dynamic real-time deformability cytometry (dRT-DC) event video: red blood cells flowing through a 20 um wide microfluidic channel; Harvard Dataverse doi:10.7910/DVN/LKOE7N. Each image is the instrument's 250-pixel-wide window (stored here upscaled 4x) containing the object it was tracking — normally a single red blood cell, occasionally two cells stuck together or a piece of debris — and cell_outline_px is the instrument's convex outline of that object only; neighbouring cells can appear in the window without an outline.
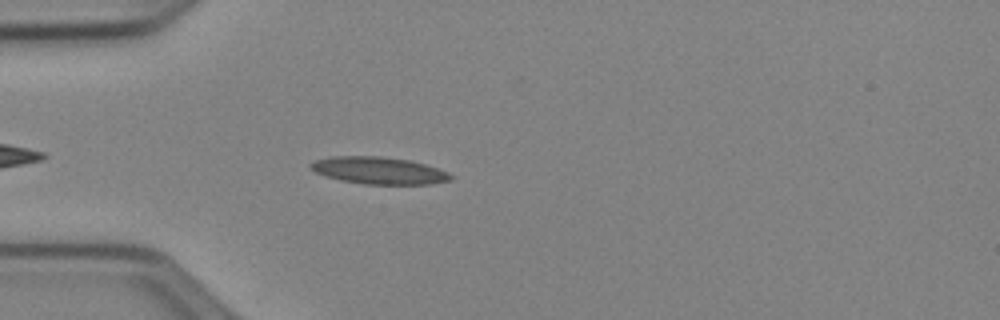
{"species": "Egyptian fruit bat (a non-hibernating species)", "species_latin": "Rousettus aegyptiacus", "temperature_condition": "cold", "stored_images_in_passage": 42, "camera_frame_rate_fps": 3000, "um_per_image_px": 0.085, "animal": {"sex": "female"}, "frame": {"image": 1, "passage_image": 5, "time_ms": 1.333, "image_size_px": [1000, 320], "cell_outline_px": [[452, 180], [428, 184], [364, 184], [340, 180], [324, 176], [308, 168], [308, 164], [312, 160], [328, 156], [380, 156], [412, 160], [448, 172], [452, 176]], "centroid_in_image_um": [32.12, 14.48], "position_along_channel_um": 52.9, "area_um2": 22.37}}
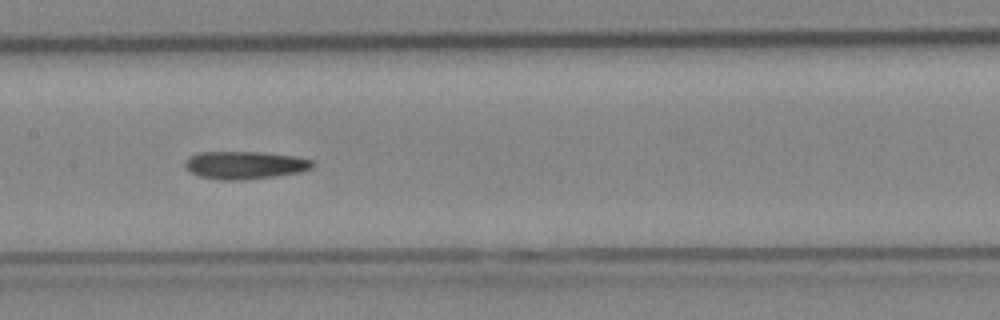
{"frame": {"image": 2, "passage_image": 16, "time_ms": 5.0, "image_size_px": [1000, 320], "cell_outline_px": [[316, 164], [312, 168], [300, 172], [276, 176], [244, 180], [216, 180], [200, 176], [192, 172], [184, 164], [188, 156], [200, 152], [260, 152], [296, 156], [312, 160]], "centroid_in_image_um": [20.84, 14.03], "position_along_channel_um": 186.6, "area_um2": 20.75}}
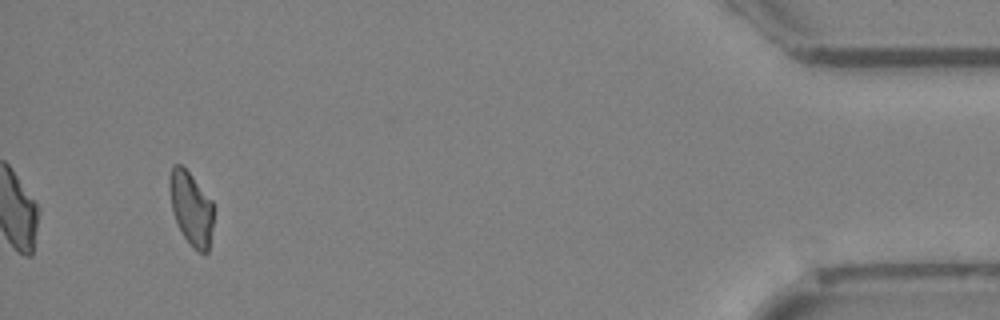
{"frame": {"image": 3, "passage_image": 39, "time_ms": 12.667, "image_size_px": [1000, 320], "cell_outline_px": [[212, 228], [208, 252], [204, 256], [184, 236], [172, 212], [168, 188], [168, 176], [172, 164], [180, 164], [192, 176], [212, 200]], "centroid_in_image_um": [16.21, 17.66], "position_along_channel_um": 419.0, "area_um2": 18.73}, "authors_computed_cell_mechanics": {"area_um2": 20.1433, "velocity_mm_per_s": 3.9437, "shape_relaxation_time_tau1_ms": null, "shape_relaxation_time_tau2_ms": 10.2079, "deformation_change_tau1": null, "deformation_change_tau2": 0.223}}